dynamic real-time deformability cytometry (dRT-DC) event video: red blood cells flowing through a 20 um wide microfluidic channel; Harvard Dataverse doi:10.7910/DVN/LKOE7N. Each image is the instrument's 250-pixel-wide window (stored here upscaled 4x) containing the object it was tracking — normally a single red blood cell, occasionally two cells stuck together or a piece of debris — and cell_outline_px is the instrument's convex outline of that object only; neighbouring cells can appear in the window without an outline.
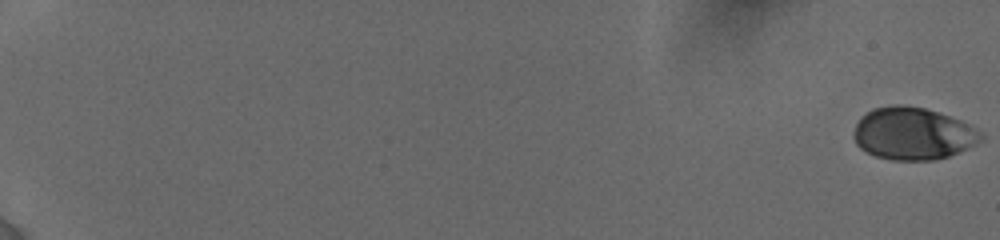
{"species": "human", "species_latin": "Homo sapiens", "temperature_condition": "cold", "stored_images_in_passage": 75, "camera_frame_rate_fps": 3000, "um_per_image_px": 0.085, "donor": {"sex": "female"}, "frame": {"image": 1, "passage_image": 1, "time_ms": 0.0, "image_size_px": [1000, 240], "cell_outline_px": [[984, 140], [968, 148], [948, 156], [936, 160], [892, 160], [876, 156], [860, 148], [856, 144], [852, 136], [856, 124], [872, 108], [896, 104], [900, 104], [924, 108], [960, 120], [984, 132]], "centroid_in_image_um": [77.62, 11.36], "position_along_channel_um": 7.4, "area_um2": 38.84}}
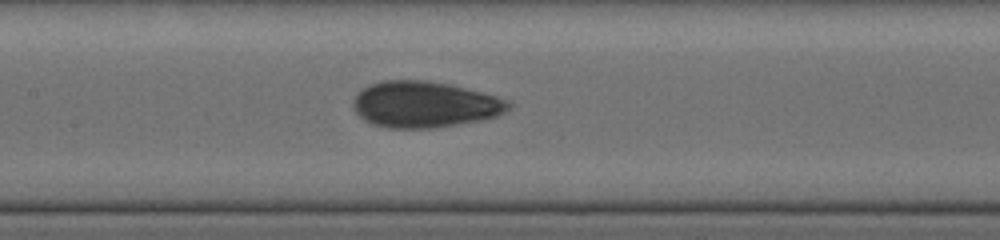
{"frame": {"image": 2, "passage_image": 46, "time_ms": 10.333, "image_size_px": [1000, 240], "cell_outline_px": [[512, 104], [500, 116], [484, 120], [432, 128], [388, 128], [372, 124], [364, 120], [356, 112], [352, 104], [356, 96], [368, 84], [384, 80], [424, 80], [448, 84], [496, 96]], "centroid_in_image_um": [36.08, 8.89], "position_along_channel_um": 171.3, "area_um2": 41.62}}
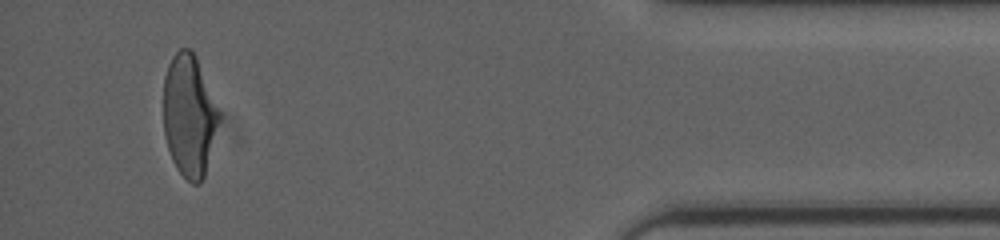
{"frame": {"image": 3, "passage_image": 74, "time_ms": 18.0, "image_size_px": [1000, 240], "cell_outline_px": [[220, 120], [204, 176], [200, 184], [192, 184], [176, 168], [172, 160], [164, 136], [164, 76], [168, 64], [172, 56], [180, 48], [188, 48], [196, 56], [220, 112]], "centroid_in_image_um": [16.08, 9.82], "position_along_channel_um": 419.1, "area_um2": 39.48}, "authors_computed_cell_mechanics": {"area_um2": 39.1884, "velocity_mm_per_s": 3.828, "shape_relaxation_time_tau1_ms": 3.8829, "shape_relaxation_time_tau2_ms": 1.0796, "deformation_change_tau1": 0.1515, "deformation_change_tau2": 0.0613}}